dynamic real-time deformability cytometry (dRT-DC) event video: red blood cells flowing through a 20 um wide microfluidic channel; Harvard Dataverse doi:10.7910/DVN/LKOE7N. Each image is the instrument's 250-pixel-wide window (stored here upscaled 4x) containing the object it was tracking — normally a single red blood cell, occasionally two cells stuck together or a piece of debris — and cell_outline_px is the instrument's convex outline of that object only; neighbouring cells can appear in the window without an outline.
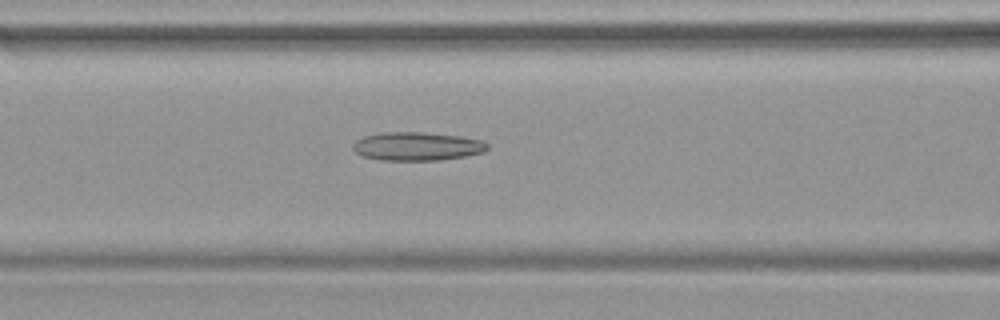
{"species": "common noctule bat (a hibernating species)", "species_latin": "Nyctalus noctula", "temperature_condition": "warm", "stored_images_in_passage": 46, "camera_frame_rate_fps": 3000, "um_per_image_px": 0.085, "animal": {"sex": "female", "body_mass_g": 19.9}, "frame": {"image": 1, "passage_image": 19, "time_ms": 6.0, "image_size_px": [1000, 320], "cell_outline_px": [[488, 148], [484, 152], [464, 156], [440, 160], [380, 160], [364, 156], [356, 152], [352, 148], [352, 144], [356, 140], [364, 136], [380, 132], [424, 132], [460, 136], [484, 140], [488, 144]], "centroid_in_image_um": [35.45, 12.43], "position_along_channel_um": 131.1, "area_um2": 22.43}}
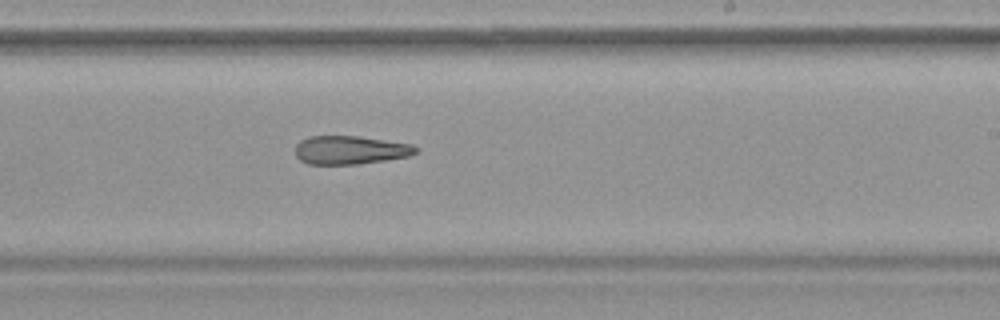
{"frame": {"image": 2, "passage_image": 28, "time_ms": 9.0, "image_size_px": [1000, 320], "cell_outline_px": [[416, 152], [408, 156], [384, 160], [356, 164], [308, 164], [300, 160], [296, 156], [296, 144], [300, 140], [308, 136], [360, 136], [412, 144], [416, 148]], "centroid_in_image_um": [29.72, 12.74], "position_along_channel_um": 259.3, "area_um2": 19.88}}
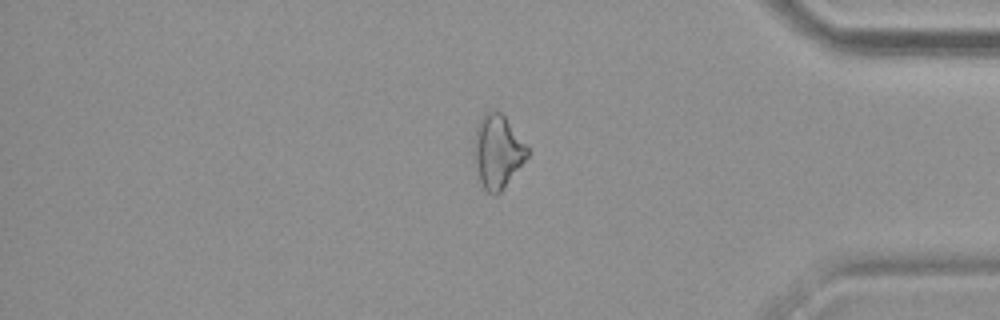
{"frame": {"image": 3, "passage_image": 39, "time_ms": 12.667, "image_size_px": [1000, 320], "cell_outline_px": [[528, 156], [500, 192], [496, 196], [492, 196], [484, 188], [480, 180], [472, 152], [476, 128], [480, 120], [492, 108], [500, 112], [504, 116], [528, 148]], "centroid_in_image_um": [42.26, 12.89], "position_along_channel_um": 392.9, "area_um2": 22.43}}